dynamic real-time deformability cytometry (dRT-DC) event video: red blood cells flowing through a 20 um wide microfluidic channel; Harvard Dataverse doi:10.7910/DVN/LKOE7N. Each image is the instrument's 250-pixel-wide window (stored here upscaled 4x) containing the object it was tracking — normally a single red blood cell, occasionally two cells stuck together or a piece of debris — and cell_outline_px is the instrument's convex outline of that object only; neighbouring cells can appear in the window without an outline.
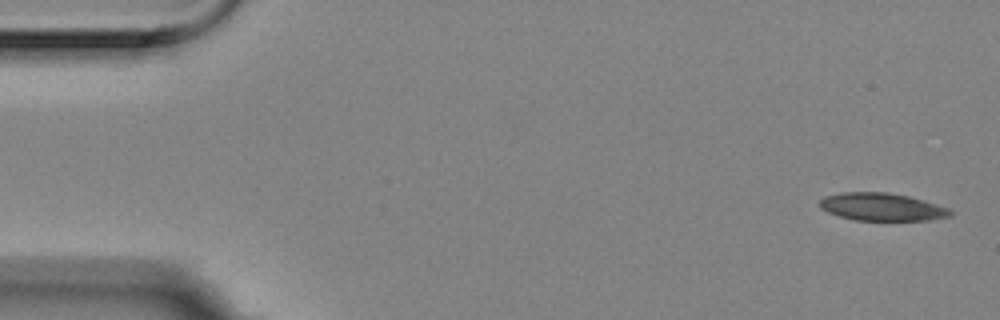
{"species": "Egyptian fruit bat (a non-hibernating species)", "species_latin": "Rousettus aegyptiacus", "temperature_condition": "room temperature", "stored_images_in_passage": 6, "camera_frame_rate_fps": 3000, "um_per_image_px": 0.085, "animal": {"sex": "female"}, "frame": {"image": 1, "passage_image": 1, "time_ms": 0.0, "image_size_px": [1000, 320], "cell_outline_px": [[952, 216], [928, 220], [856, 220], [840, 216], [828, 212], [820, 208], [820, 200], [824, 196], [840, 192], [888, 192], [908, 196], [924, 200], [948, 208], [952, 212]], "centroid_in_image_um": [74.95, 17.58], "position_along_channel_um": 10.0, "area_um2": 21.04}}
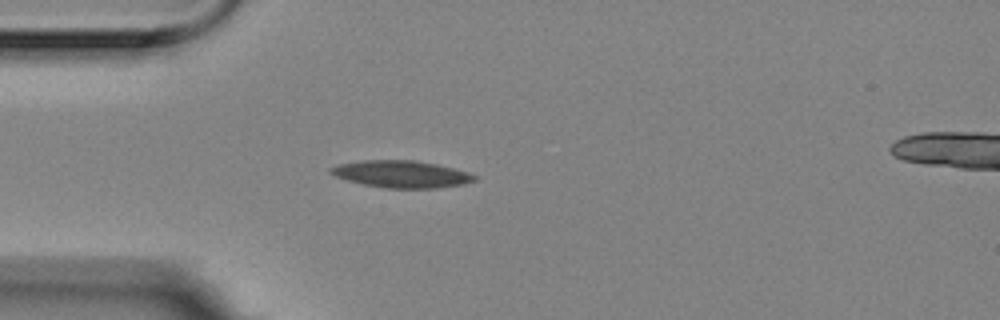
{"frame": {"image": 2, "passage_image": 5, "time_ms": 1.333, "image_size_px": [1000, 320], "cell_outline_px": [[476, 180], [464, 184], [436, 188], [388, 188], [364, 184], [348, 180], [336, 176], [328, 172], [328, 168], [336, 164], [364, 160], [416, 160], [436, 164], [468, 172], [476, 176]], "centroid_in_image_um": [34.1, 14.79], "position_along_channel_um": 50.9, "area_um2": 22.6}}